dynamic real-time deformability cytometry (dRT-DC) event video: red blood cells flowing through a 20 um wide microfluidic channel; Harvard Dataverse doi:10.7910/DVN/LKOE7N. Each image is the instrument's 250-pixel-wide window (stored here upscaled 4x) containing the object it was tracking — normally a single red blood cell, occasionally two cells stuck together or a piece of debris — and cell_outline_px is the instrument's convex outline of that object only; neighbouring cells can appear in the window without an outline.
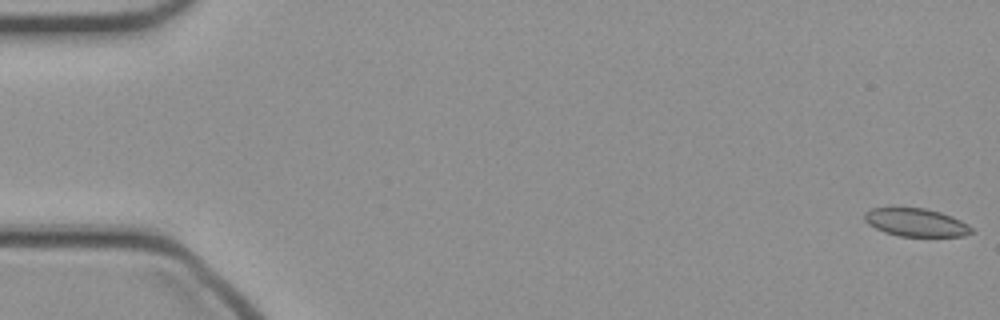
{"species": "common noctule bat (a hibernating species)", "species_latin": "Nyctalus noctula", "temperature_condition": "cold", "stored_images_in_passage": 49, "camera_frame_rate_fps": 3000, "um_per_image_px": 0.085, "animal": {"sex": "female", "body_mass_g": 21.9}, "frame": {"image": 1, "passage_image": 1, "time_ms": 0.0, "image_size_px": [1000, 320], "cell_outline_px": [[976, 232], [964, 236], [900, 236], [884, 232], [868, 224], [864, 220], [864, 212], [872, 208], [924, 208], [940, 212], [952, 216], [968, 224]], "centroid_in_image_um": [77.88, 18.91], "position_along_channel_um": 7.1, "area_um2": 17.51}}
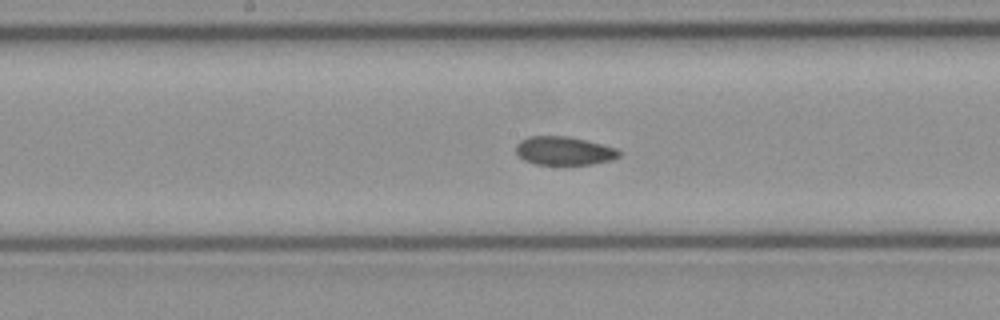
{"frame": {"image": 2, "passage_image": 25, "time_ms": 8.0, "image_size_px": [1000, 320], "cell_outline_px": [[620, 156], [612, 160], [592, 164], [536, 164], [524, 160], [516, 152], [516, 144], [520, 140], [528, 136], [568, 136], [588, 140], [616, 148], [620, 152]], "centroid_in_image_um": [47.95, 12.81], "position_along_channel_um": 200.3, "area_um2": 17.17}}
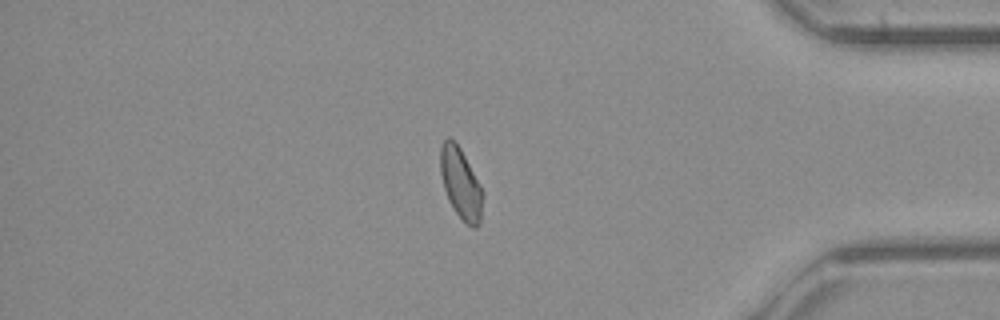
{"frame": {"image": 3, "passage_image": 41, "time_ms": 13.333, "image_size_px": [1000, 320], "cell_outline_px": [[484, 192], [480, 224], [476, 228], [472, 228], [456, 212], [448, 200], [444, 188], [440, 172], [440, 144], [448, 136], [456, 140], [480, 184]], "centroid_in_image_um": [39.16, 15.55], "position_along_channel_um": 396.0, "area_um2": 17.69}}